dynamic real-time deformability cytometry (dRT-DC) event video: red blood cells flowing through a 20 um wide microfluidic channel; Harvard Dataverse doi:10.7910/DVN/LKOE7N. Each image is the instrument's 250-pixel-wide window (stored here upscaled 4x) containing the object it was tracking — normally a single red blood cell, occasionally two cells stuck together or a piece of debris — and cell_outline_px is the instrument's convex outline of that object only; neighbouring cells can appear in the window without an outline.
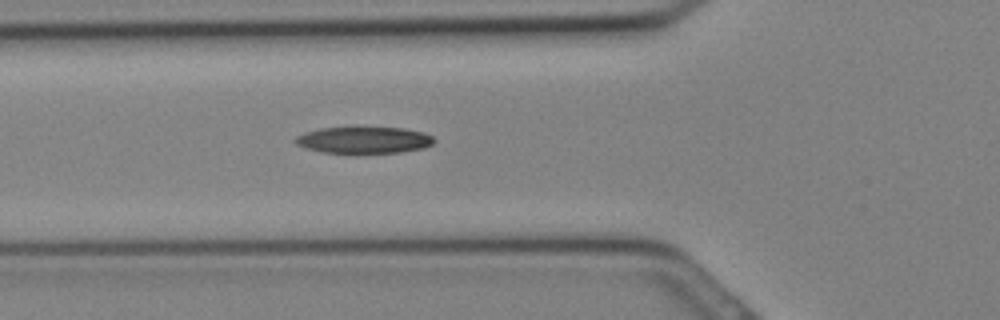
{"species": "Egyptian fruit bat (a non-hibernating species)", "species_latin": "Rousettus aegyptiacus", "temperature_condition": "cold", "stored_images_in_passage": 12, "camera_frame_rate_fps": 3000, "um_per_image_px": 0.085, "animal": {"sex": "female"}, "frame": {"image": 1, "passage_image": 10, "time_ms": 3.0, "image_size_px": [1000, 320], "cell_outline_px": [[436, 140], [432, 144], [424, 148], [400, 152], [320, 152], [304, 148], [296, 144], [292, 140], [296, 136], [304, 132], [320, 128], [404, 128], [424, 132], [432, 136]], "centroid_in_image_um": [30.91, 11.9], "position_along_channel_um": 94.9, "area_um2": 21.33}}
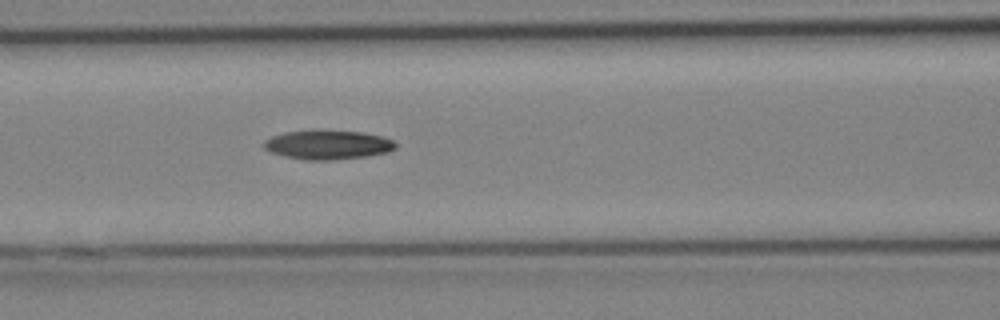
{"frame": {"image": 2, "passage_image": 12, "time_ms": 3.667, "image_size_px": [1000, 320], "cell_outline_px": [[396, 148], [388, 152], [368, 156], [332, 160], [304, 160], [284, 156], [272, 152], [264, 148], [264, 140], [272, 136], [284, 132], [364, 132], [380, 136], [392, 140], [396, 144]], "centroid_in_image_um": [27.88, 12.34], "position_along_channel_um": 138.7, "area_um2": 21.79}}